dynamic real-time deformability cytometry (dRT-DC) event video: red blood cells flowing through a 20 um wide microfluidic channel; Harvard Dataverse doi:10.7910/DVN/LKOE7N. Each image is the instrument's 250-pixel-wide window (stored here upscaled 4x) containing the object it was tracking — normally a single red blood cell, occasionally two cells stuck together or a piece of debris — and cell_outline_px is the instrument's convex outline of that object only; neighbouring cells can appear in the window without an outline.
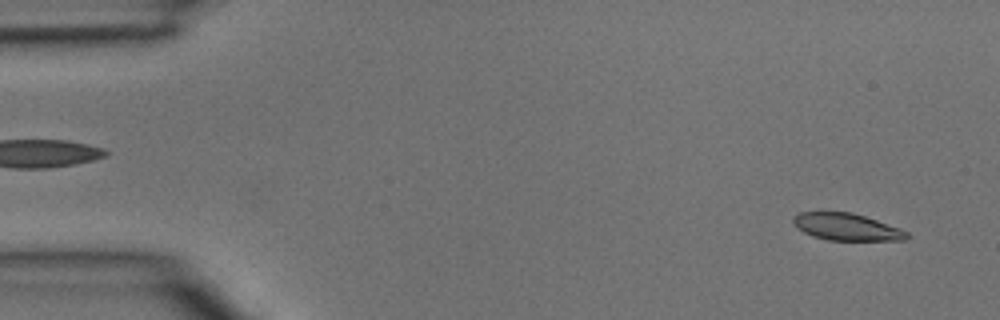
{"species": "common noctule bat (a hibernating species)", "species_latin": "Nyctalus noctula", "temperature_condition": "room temperature", "stored_images_in_passage": 4, "segment_of_instrument_passage": [2, 2], "camera_frame_rate_fps": 3000, "um_per_image_px": 0.085, "animal": {"sex": "male", "body_mass_g": 15.6}, "frame": {"image": 1, "passage_image": 4, "time_ms": 1.0, "image_size_px": [1000, 320], "cell_outline_px": [[908, 240], [828, 240], [812, 236], [804, 232], [792, 220], [792, 216], [800, 212], [852, 212], [900, 228], [908, 232]], "centroid_in_image_um": [71.97, 19.29], "position_along_channel_um": 13.0, "area_um2": 17.74}}